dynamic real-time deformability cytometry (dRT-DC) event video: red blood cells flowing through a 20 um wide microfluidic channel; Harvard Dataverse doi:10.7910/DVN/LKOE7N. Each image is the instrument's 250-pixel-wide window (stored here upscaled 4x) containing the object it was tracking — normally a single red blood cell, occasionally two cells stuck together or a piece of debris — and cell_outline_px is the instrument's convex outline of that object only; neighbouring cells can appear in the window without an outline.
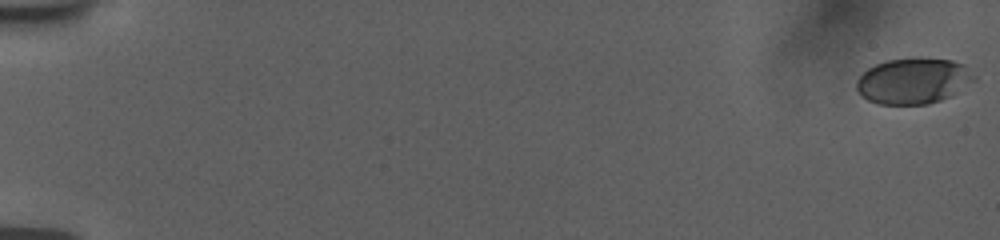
{"species": "human", "species_latin": "Homo sapiens", "temperature_condition": "room temperature", "stored_images_in_passage": 57, "camera_frame_rate_fps": 3000, "um_per_image_px": 0.085, "donor": {"sex": "female"}, "frame": {"image": 1, "passage_image": 1, "time_ms": 0.0, "image_size_px": [1000, 240], "cell_outline_px": [[976, 80], [952, 96], [928, 104], [876, 104], [860, 96], [856, 88], [856, 80], [868, 68], [876, 64], [888, 60], [952, 60], [964, 64], [976, 76]], "centroid_in_image_um": [77.64, 6.92], "position_along_channel_um": 7.4, "area_um2": 31.1}}
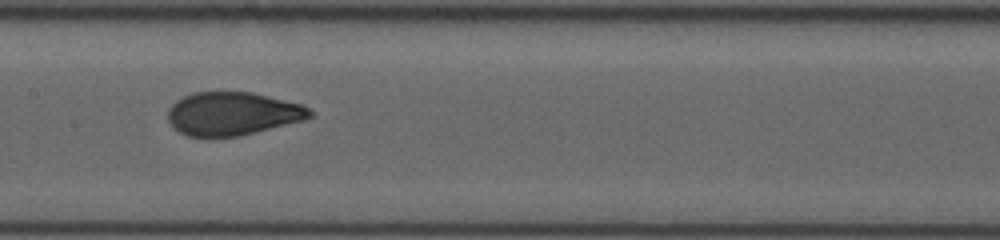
{"frame": {"image": 2, "passage_image": 31, "time_ms": 10.0, "image_size_px": [1000, 240], "cell_outline_px": [[312, 116], [304, 120], [240, 136], [188, 136], [180, 132], [168, 120], [168, 108], [176, 100], [192, 92], [252, 92], [304, 104], [312, 112]], "centroid_in_image_um": [19.79, 9.65], "position_along_channel_um": 187.6, "area_um2": 35.72}}
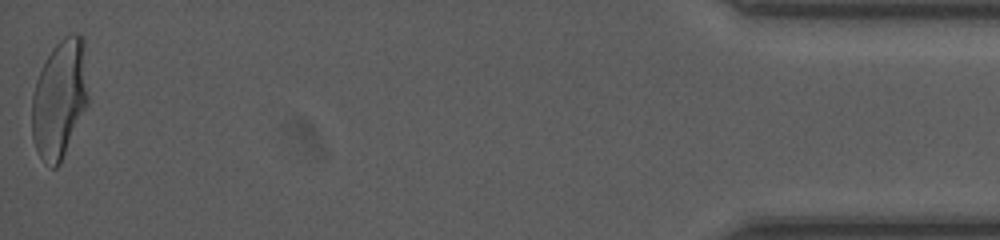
{"frame": {"image": 3, "passage_image": 57, "time_ms": 18.667, "image_size_px": [1000, 240], "cell_outline_px": [[88, 104], [60, 164], [56, 168], [52, 168], [44, 164], [36, 148], [32, 136], [32, 96], [36, 80], [52, 48], [64, 36], [76, 32], [80, 32], [84, 36], [88, 96]], "centroid_in_image_um": [5.08, 8.39], "position_along_channel_um": 430.1, "area_um2": 39.13}, "authors_computed_cell_mechanics": {"area_um2": 35.6626, "velocity_mm_per_s": 3.7664, "shape_relaxation_time_tau1_ms": 4.3919, "shape_relaxation_time_tau2_ms": null, "deformation_change_tau1": 0.1658, "deformation_change_tau2": null}}